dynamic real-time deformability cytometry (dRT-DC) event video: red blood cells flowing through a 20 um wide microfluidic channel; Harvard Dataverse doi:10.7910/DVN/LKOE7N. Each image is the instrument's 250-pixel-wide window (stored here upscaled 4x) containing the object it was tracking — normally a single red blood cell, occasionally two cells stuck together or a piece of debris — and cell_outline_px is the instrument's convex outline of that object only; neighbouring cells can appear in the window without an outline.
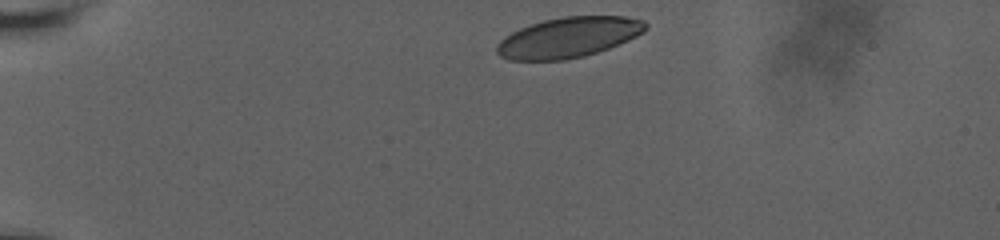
{"species": "human", "species_latin": "Homo sapiens", "temperature_condition": "room temperature", "stored_images_in_passage": 38, "camera_frame_rate_fps": 3000, "um_per_image_px": 0.085, "donor": {"sex": "male"}, "frame": {"image": 1, "passage_image": 1, "time_ms": 0.0, "image_size_px": [1000, 240], "cell_outline_px": [[648, 28], [644, 32], [628, 40], [608, 48], [584, 56], [564, 60], [508, 60], [500, 56], [496, 52], [496, 44], [504, 36], [520, 28], [544, 20], [564, 16], [624, 16], [644, 20], [648, 24]], "centroid_in_image_um": [48.32, 3.18], "position_along_channel_um": 36.7, "area_um2": 35.03}}
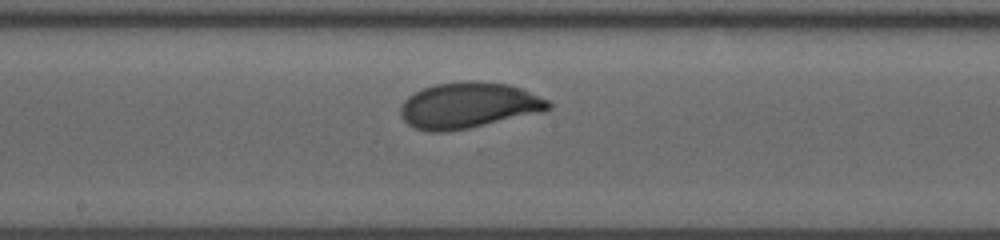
{"frame": {"image": 2, "passage_image": 21, "time_ms": 6.667, "image_size_px": [1000, 240], "cell_outline_px": [[552, 108], [544, 112], [468, 128], [444, 132], [428, 132], [416, 128], [408, 124], [400, 116], [400, 104], [408, 96], [424, 88], [436, 84], [464, 80], [476, 80], [508, 84], [520, 88], [548, 100], [552, 104]], "centroid_in_image_um": [39.82, 8.95], "position_along_channel_um": 208.4, "area_um2": 39.77}}
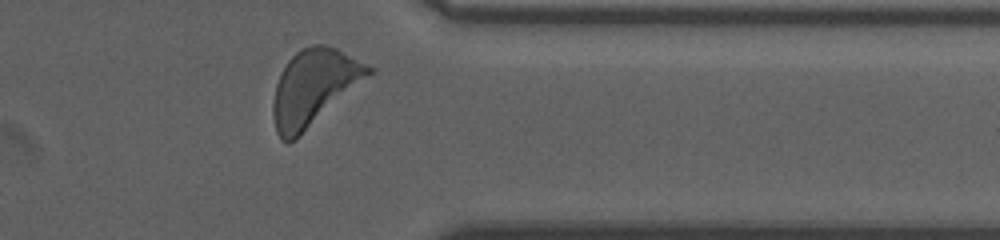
{"frame": {"image": 3, "passage_image": 36, "time_ms": 11.667, "image_size_px": [1000, 240], "cell_outline_px": [[376, 68], [372, 72], [296, 140], [288, 144], [280, 140], [276, 132], [272, 112], [272, 104], [276, 84], [280, 72], [288, 60], [300, 48], [312, 44], [324, 44], [336, 48]], "centroid_in_image_um": [26.63, 7.44], "position_along_channel_um": 384.8, "area_um2": 42.08}, "authors_computed_cell_mechanics": {"area_um2": 38.5237, "velocity_mm_per_s": 3.6223, "shape_relaxation_time_tau1_ms": 3.9799, "shape_relaxation_time_tau2_ms": null, "deformation_change_tau1": 0.1609, "deformation_change_tau2": null}}